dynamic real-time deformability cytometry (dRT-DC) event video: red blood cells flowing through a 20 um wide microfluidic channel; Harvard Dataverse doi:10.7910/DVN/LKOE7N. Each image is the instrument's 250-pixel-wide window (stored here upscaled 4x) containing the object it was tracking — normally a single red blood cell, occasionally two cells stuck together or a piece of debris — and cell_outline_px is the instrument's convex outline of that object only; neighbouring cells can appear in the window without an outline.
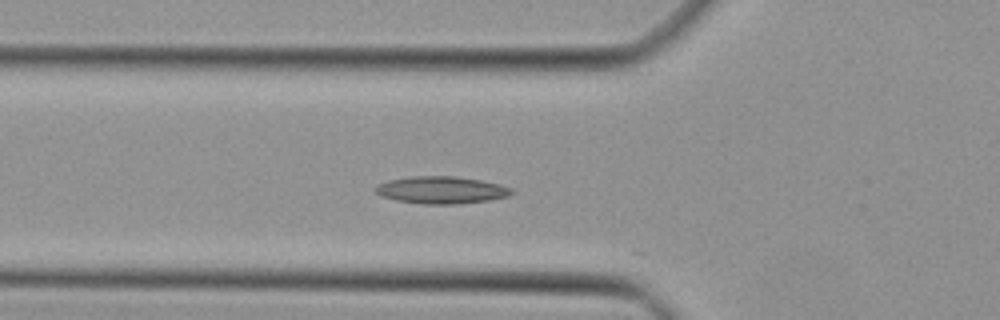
{"species": "Egyptian fruit bat (a non-hibernating species)", "species_latin": "Rousettus aegyptiacus", "temperature_condition": "cold", "stored_images_in_passage": 19, "camera_frame_rate_fps": 3000, "um_per_image_px": 0.085, "animal": {"sex": "female"}, "frame": {"image": 1, "passage_image": 13, "time_ms": 4.0, "image_size_px": [1000, 320], "cell_outline_px": [[512, 192], [508, 196], [488, 200], [456, 204], [424, 204], [396, 200], [380, 196], [372, 188], [376, 184], [388, 180], [412, 176], [456, 176], [480, 180], [500, 184], [512, 188]], "centroid_in_image_um": [37.46, 16.14], "position_along_channel_um": 88.3, "area_um2": 21.68}}
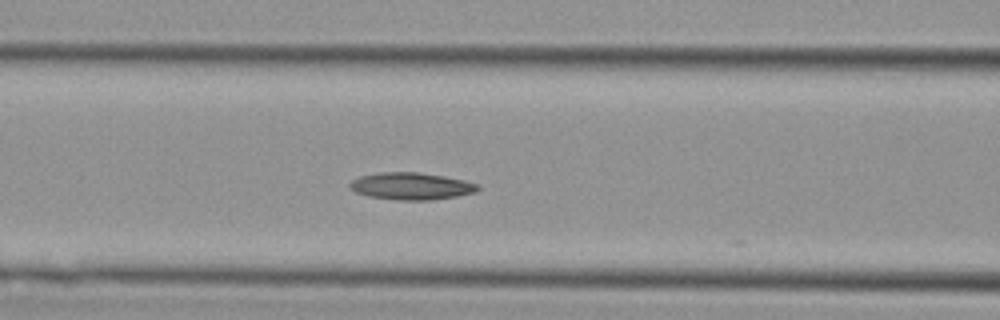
{"frame": {"image": 2, "passage_image": 16, "time_ms": 5.0, "image_size_px": [1000, 320], "cell_outline_px": [[480, 188], [476, 192], [456, 196], [432, 200], [396, 200], [368, 196], [356, 192], [348, 184], [352, 180], [360, 176], [380, 172], [420, 172], [444, 176], [464, 180], [480, 184]], "centroid_in_image_um": [34.98, 15.82], "position_along_channel_um": 131.6, "area_um2": 20.29}}